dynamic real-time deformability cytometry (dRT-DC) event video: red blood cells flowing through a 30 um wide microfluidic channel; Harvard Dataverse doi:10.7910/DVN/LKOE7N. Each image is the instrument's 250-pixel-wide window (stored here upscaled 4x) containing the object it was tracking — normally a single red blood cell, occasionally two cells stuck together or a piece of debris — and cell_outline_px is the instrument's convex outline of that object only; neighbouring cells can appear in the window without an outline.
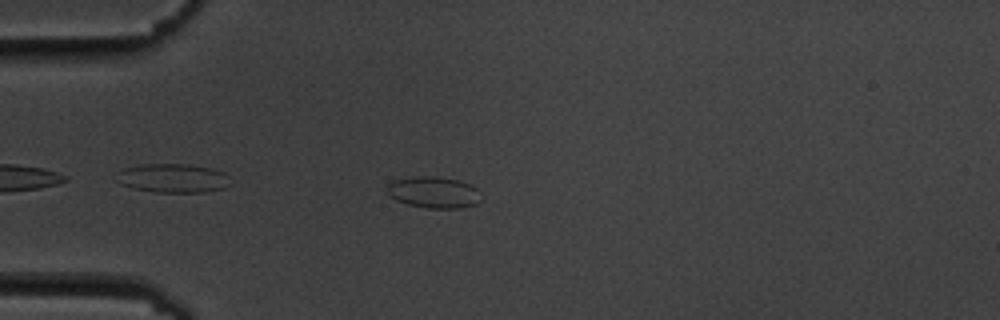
{"species": "common noctule bat (a hibernating species)", "species_latin": "Nyctalus noctula", "temperature_condition": "cold", "stored_images_in_passage": 45, "camera_frame_rate_fps": 3000, "um_per_image_px": 0.085, "animal": {"sex": "male", "body_mass_g": 19.5, "forearm_length_mm": 54.6}, "frame": {"image": 1, "passage_image": 4, "time_ms": 1.0, "image_size_px": [1000, 320], "cell_outline_px": [[480, 200], [476, 204], [460, 208], [428, 208], [408, 204], [396, 200], [388, 192], [388, 184], [392, 180], [416, 176], [436, 176], [460, 180], [476, 188]], "centroid_in_image_um": [36.86, 16.34], "position_along_channel_um": 48.1, "area_um2": 17.05}}
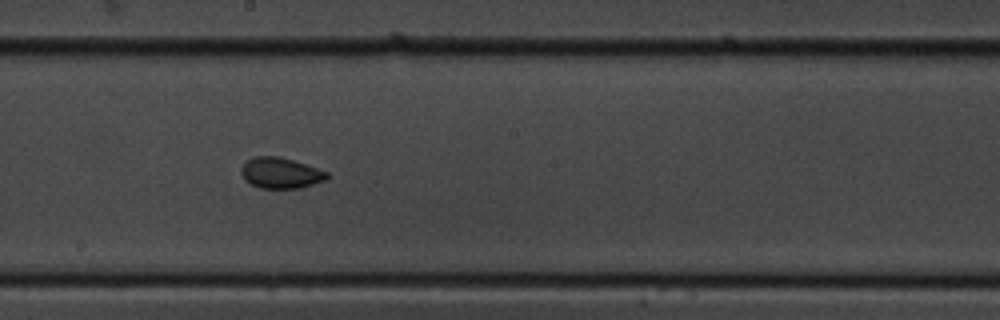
{"frame": {"image": 2, "passage_image": 20, "time_ms": 6.333, "image_size_px": [1000, 320], "cell_outline_px": [[328, 176], [324, 180], [300, 188], [260, 188], [244, 180], [240, 172], [240, 168], [252, 156], [280, 156], [328, 172]], "centroid_in_image_um": [23.8, 14.7], "position_along_channel_um": 224.4, "area_um2": 15.26}}
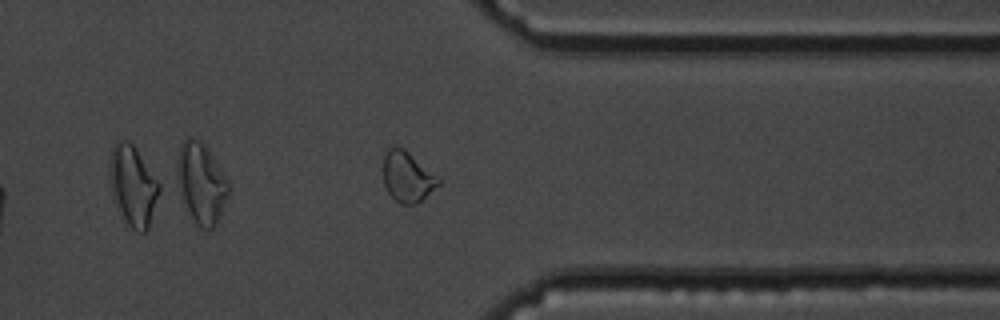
{"frame": {"image": 3, "passage_image": 33, "time_ms": 10.667, "image_size_px": [1000, 320], "cell_outline_px": [[440, 184], [416, 204], [400, 204], [388, 192], [384, 184], [384, 152], [388, 148], [404, 148], [440, 176]], "centroid_in_image_um": [34.66, 15.02], "position_along_channel_um": 376.7, "area_um2": 16.24}, "authors_computed_cell_mechanics": {"area_um2": 15.8372, "velocity_mm_per_s": 3.604, "shape_relaxation_time_tau1_ms": null, "shape_relaxation_time_tau2_ms": 1.4255, "deformation_change_tau1": null, "deformation_change_tau2": 0.0498}}